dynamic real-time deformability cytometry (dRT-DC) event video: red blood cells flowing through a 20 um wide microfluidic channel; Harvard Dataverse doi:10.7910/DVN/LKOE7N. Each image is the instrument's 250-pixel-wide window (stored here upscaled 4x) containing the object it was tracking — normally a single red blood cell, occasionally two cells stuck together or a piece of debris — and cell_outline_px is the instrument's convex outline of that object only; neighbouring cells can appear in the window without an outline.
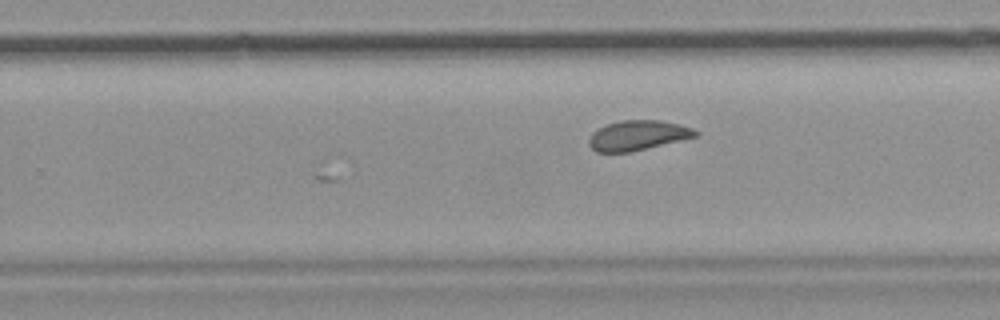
{"species": "common noctule bat (a hibernating species)", "species_latin": "Nyctalus noctula", "temperature_condition": "room temperature", "stored_images_in_passage": 35, "camera_frame_rate_fps": 3000, "um_per_image_px": 0.085, "animal": {"sex": "female", "body_mass_g": 19.9}, "frame": {"image": 1, "passage_image": 35, "time_ms": 11.333, "image_size_px": [1000, 320], "cell_outline_px": [[700, 132], [696, 136], [632, 152], [596, 152], [588, 144], [588, 140], [592, 132], [608, 124], [620, 120], [660, 120], [692, 128]], "centroid_in_image_um": [54.18, 11.51], "position_along_channel_um": 275.6, "area_um2": 18.38}}